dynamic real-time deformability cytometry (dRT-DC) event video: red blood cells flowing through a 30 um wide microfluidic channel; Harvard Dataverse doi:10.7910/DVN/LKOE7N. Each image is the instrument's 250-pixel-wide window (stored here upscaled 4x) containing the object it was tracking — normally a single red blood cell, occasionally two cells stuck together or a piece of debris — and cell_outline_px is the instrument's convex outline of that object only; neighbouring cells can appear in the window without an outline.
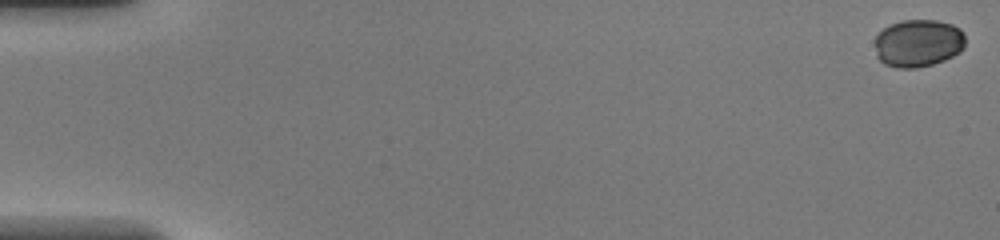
{"species": "common noctule bat (a hibernating species)", "species_latin": "Nyctalus noctula", "temperature_condition": "warm", "stored_images_in_passage": 49, "camera_frame_rate_fps": 3000, "um_per_image_px": 0.085, "animal": {"sex": "female", "body_mass_g": 20.0, "forearm_length_mm": 54.0}, "frame": {"image": 1, "passage_image": 1, "time_ms": 0.0, "image_size_px": [1000, 240], "cell_outline_px": [[964, 48], [960, 52], [944, 60], [932, 64], [916, 68], [896, 68], [884, 64], [876, 56], [876, 36], [888, 24], [904, 20], [936, 20], [952, 24], [960, 28], [964, 36]], "centroid_in_image_um": [78.04, 3.67], "position_along_channel_um": 7.0, "area_um2": 25.2}}
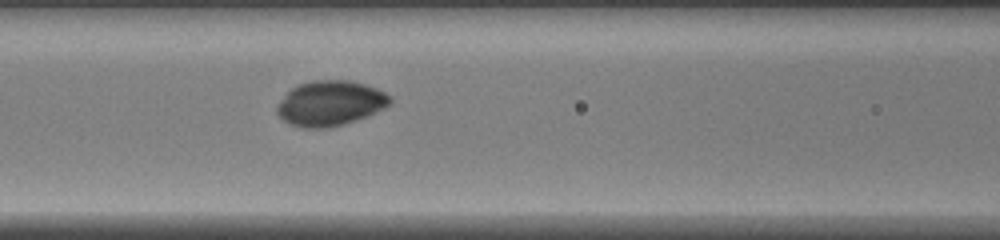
{"frame": {"image": 2, "passage_image": 22, "time_ms": 7.0, "image_size_px": [1000, 240], "cell_outline_px": [[392, 104], [368, 116], [344, 124], [328, 128], [300, 128], [288, 124], [276, 112], [276, 104], [292, 88], [300, 84], [312, 80], [348, 80], [364, 84], [376, 88], [392, 96]], "centroid_in_image_um": [28.08, 8.79], "position_along_channel_um": 138.5, "area_um2": 29.94}}
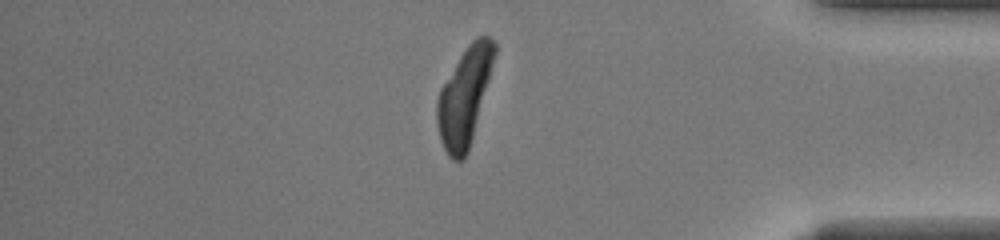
{"frame": {"image": 3, "passage_image": 42, "time_ms": 13.667, "image_size_px": [1000, 240], "cell_outline_px": [[496, 52], [468, 152], [464, 160], [452, 160], [448, 156], [440, 140], [436, 124], [436, 100], [440, 88], [460, 56], [468, 44], [476, 36], [488, 36], [496, 44]], "centroid_in_image_um": [39.44, 8.22], "position_along_channel_um": 395.8, "area_um2": 32.19}}